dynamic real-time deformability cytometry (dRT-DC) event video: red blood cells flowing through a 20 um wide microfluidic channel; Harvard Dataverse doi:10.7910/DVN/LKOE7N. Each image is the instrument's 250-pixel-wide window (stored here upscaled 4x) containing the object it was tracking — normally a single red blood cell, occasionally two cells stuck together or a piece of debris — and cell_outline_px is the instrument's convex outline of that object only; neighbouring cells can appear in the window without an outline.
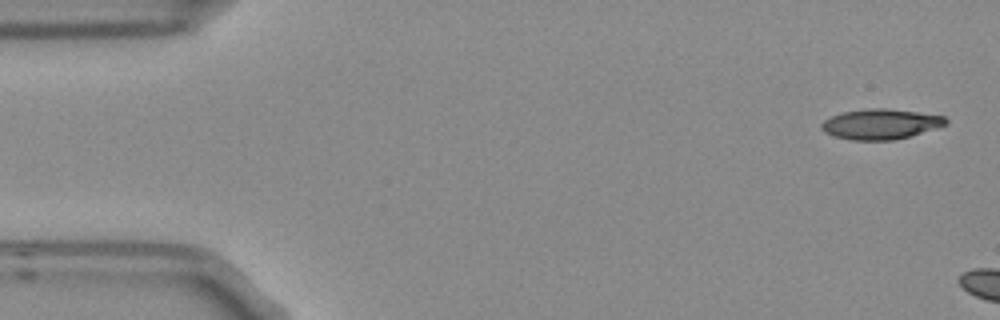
{"species": "Egyptian fruit bat (a non-hibernating species)", "species_latin": "Rousettus aegyptiacus", "temperature_condition": "room temperature", "stored_images_in_passage": 3, "camera_frame_rate_fps": 3000, "um_per_image_px": 0.085, "frame": {"image": 1, "passage_image": 1, "time_ms": 0.0, "image_size_px": [1000, 320], "cell_outline_px": [[948, 124], [896, 140], [852, 140], [832, 136], [824, 132], [820, 128], [820, 124], [824, 120], [832, 116], [844, 112], [868, 108], [884, 108], [916, 112], [944, 116], [948, 120]], "centroid_in_image_um": [74.82, 10.55], "position_along_channel_um": 10.2, "area_um2": 21.85}}